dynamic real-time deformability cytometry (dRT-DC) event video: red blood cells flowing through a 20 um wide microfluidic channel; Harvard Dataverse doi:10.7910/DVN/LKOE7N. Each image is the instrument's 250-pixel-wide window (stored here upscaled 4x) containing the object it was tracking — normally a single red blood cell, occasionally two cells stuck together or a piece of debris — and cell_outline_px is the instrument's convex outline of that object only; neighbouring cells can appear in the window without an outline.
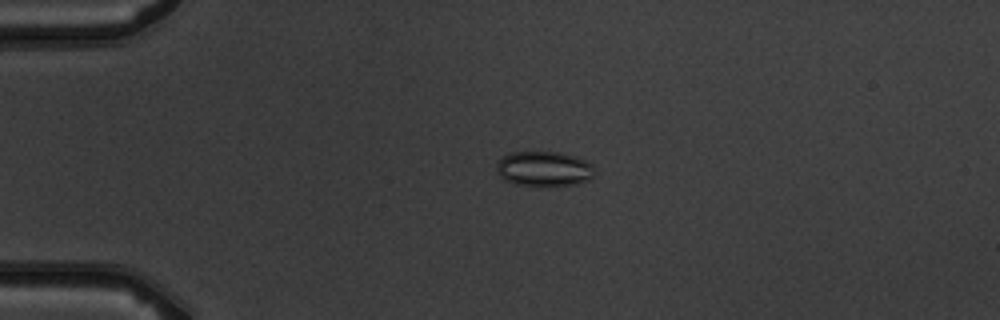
{"species": "common noctule bat (a hibernating species)", "species_latin": "Nyctalus noctula", "temperature_condition": "warm", "stored_images_in_passage": 4, "camera_frame_rate_fps": 3000, "um_per_image_px": 0.085, "animal": {"sex": "male", "body_mass_g": 19.5, "forearm_length_mm": 54.6}, "frame": {"image": 1, "passage_image": 3, "time_ms": 2.333, "image_size_px": [1000, 320], "cell_outline_px": [[596, 168], [592, 176], [588, 180], [576, 184], [516, 184], [504, 180], [496, 172], [496, 164], [504, 156], [512, 152], [560, 152], [576, 156], [592, 164]], "centroid_in_image_um": [46.24, 14.32], "position_along_channel_um": 38.8, "area_um2": 19.65}}